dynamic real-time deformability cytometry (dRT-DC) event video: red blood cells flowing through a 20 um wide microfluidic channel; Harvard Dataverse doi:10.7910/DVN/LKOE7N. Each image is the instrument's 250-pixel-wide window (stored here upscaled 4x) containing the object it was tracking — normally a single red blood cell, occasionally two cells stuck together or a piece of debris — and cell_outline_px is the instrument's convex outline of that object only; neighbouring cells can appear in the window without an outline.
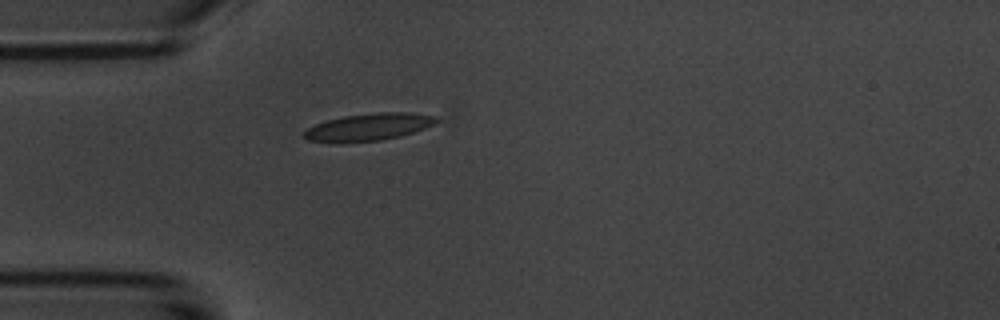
{"species": "common noctule bat (a hibernating species)", "species_latin": "Nyctalus noctula", "temperature_condition": "room temperature", "stored_images_in_passage": 1, "camera_frame_rate_fps": 3000, "um_per_image_px": 0.085, "animal": {"sex": "male", "body_mass_g": 20.1, "forearm_length_mm": 53.5}, "frame": {"image": 1, "passage_image": 1, "time_ms": 0.0, "image_size_px": [1000, 320], "cell_outline_px": [[436, 120], [432, 124], [424, 128], [400, 136], [380, 140], [344, 144], [332, 144], [308, 140], [304, 136], [304, 132], [308, 128], [316, 124], [328, 120], [344, 116], [376, 112], [408, 112], [436, 116]], "centroid_in_image_um": [31.26, 10.82], "position_along_channel_um": 53.7, "area_um2": 21.1}}